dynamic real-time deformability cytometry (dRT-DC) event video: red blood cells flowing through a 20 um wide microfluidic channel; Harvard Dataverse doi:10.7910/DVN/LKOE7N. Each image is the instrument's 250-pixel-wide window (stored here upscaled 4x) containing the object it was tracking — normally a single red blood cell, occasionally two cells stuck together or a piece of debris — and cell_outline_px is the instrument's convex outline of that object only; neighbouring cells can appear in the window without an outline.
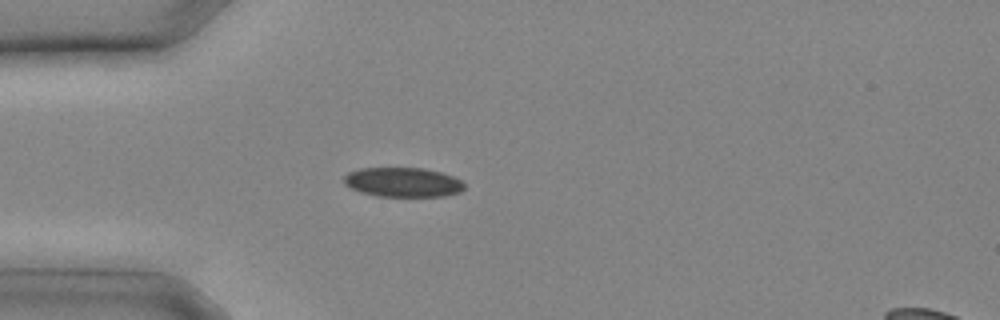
{"species": "common noctule bat (a hibernating species)", "species_latin": "Nyctalus noctula", "temperature_condition": "cold", "stored_images_in_passage": 10, "camera_frame_rate_fps": 3000, "um_per_image_px": 0.085, "animal": {"sex": "male", "body_mass_g": 20.4}, "frame": {"image": 1, "passage_image": 6, "time_ms": 1.667, "image_size_px": [1000, 320], "cell_outline_px": [[464, 188], [460, 192], [444, 196], [376, 196], [360, 192], [344, 184], [344, 176], [348, 172], [360, 168], [420, 168], [440, 172], [452, 176], [460, 180], [464, 184]], "centroid_in_image_um": [34.22, 15.49], "position_along_channel_um": 50.8, "area_um2": 20.58}}
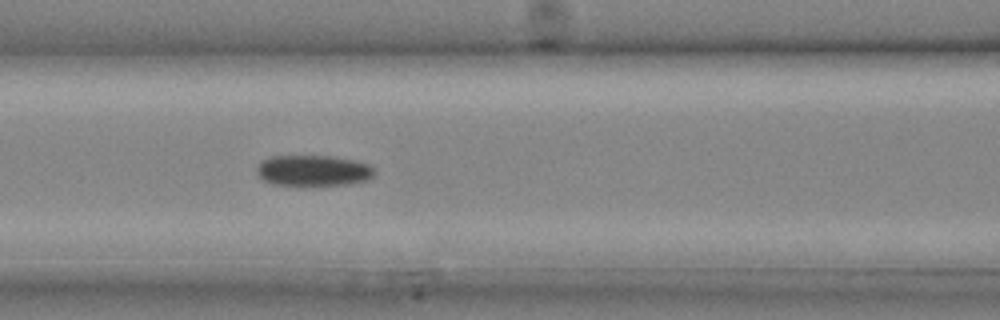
{"frame": {"image": 2, "passage_image": 10, "time_ms": 3.0, "image_size_px": [1000, 320], "cell_outline_px": [[376, 172], [368, 180], [348, 184], [272, 184], [264, 180], [256, 172], [256, 168], [260, 160], [272, 156], [336, 156], [356, 160], [368, 164], [376, 168]], "centroid_in_image_um": [26.65, 14.47], "position_along_channel_um": 139.9, "area_um2": 21.15}}